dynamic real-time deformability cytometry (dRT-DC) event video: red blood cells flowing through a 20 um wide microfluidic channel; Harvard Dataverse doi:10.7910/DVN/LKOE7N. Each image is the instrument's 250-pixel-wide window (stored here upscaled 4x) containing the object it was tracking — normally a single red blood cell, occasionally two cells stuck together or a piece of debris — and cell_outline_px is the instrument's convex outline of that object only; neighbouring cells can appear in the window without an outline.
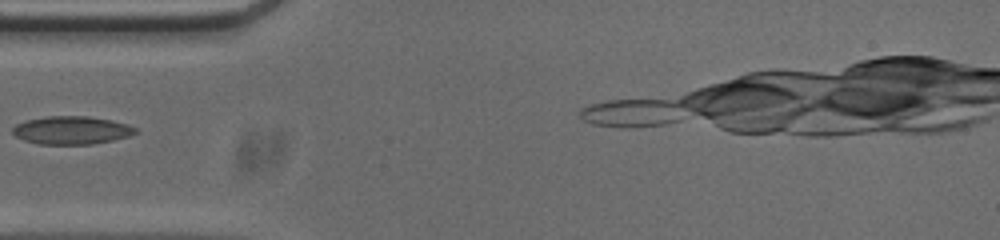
{"species": "common noctule bat (a hibernating species)", "species_latin": "Nyctalus noctula", "temperature_condition": "cold", "stored_images_in_passage": 30, "camera_frame_rate_fps": 3000, "um_per_image_px": 0.085, "animal": {"sex": "male", "body_mass_g": 20.0, "forearm_length_mm": 53.3}, "frame": {"image": 1, "passage_image": 1, "time_ms": 0.0, "image_size_px": [1000, 240], "cell_outline_px": [[136, 132], [128, 136], [112, 140], [92, 144], [40, 144], [24, 140], [16, 136], [12, 132], [12, 128], [16, 124], [24, 120], [48, 116], [88, 116], [112, 120], [128, 124], [136, 128]], "centroid_in_image_um": [6.06, 11.06], "position_along_channel_um": 78.9, "area_um2": 20.06}}
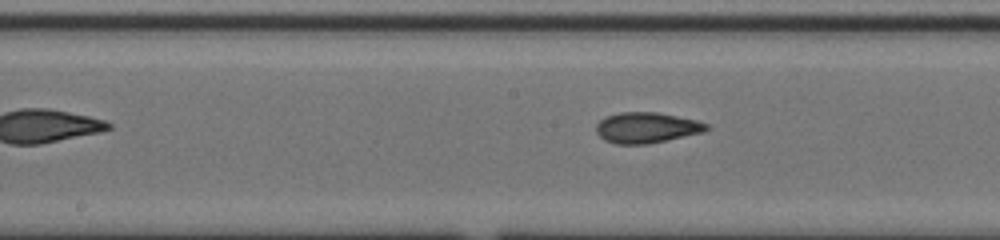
{"frame": {"image": 2, "passage_image": 10, "time_ms": 3.0, "image_size_px": [1000, 240], "cell_outline_px": [[712, 128], [704, 132], [648, 144], [616, 144], [604, 140], [596, 132], [596, 124], [604, 116], [620, 112], [656, 112], [696, 120], [708, 124]], "centroid_in_image_um": [54.95, 10.85], "position_along_channel_um": 193.2, "area_um2": 19.83}}
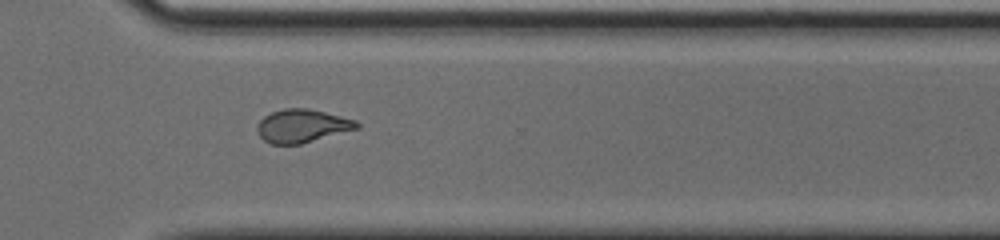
{"frame": {"image": 3, "passage_image": 22, "time_ms": 7.0, "image_size_px": [1000, 240], "cell_outline_px": [[360, 128], [300, 144], [272, 144], [264, 140], [260, 136], [256, 128], [260, 120], [264, 116], [272, 112], [284, 108], [308, 108], [356, 120], [360, 124]], "centroid_in_image_um": [25.69, 10.7], "position_along_channel_um": 344.9, "area_um2": 19.19}}